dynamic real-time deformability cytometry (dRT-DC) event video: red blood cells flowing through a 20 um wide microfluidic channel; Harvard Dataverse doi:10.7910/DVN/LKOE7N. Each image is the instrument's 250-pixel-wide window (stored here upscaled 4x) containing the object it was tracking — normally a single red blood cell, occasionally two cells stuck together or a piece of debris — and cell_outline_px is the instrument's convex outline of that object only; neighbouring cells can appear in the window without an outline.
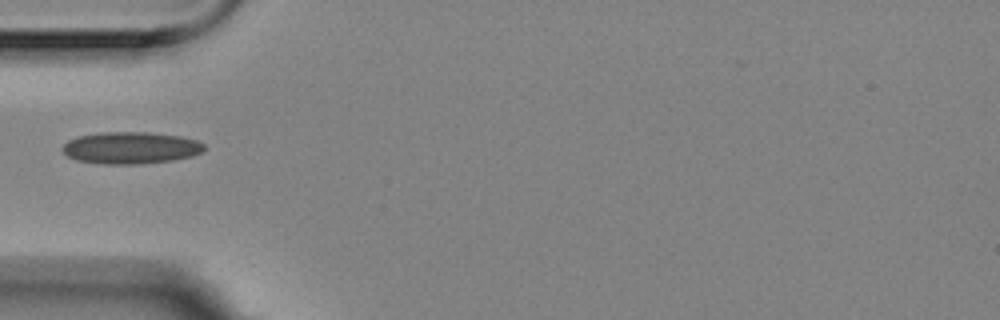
{"species": "Egyptian fruit bat (a non-hibernating species)", "species_latin": "Rousettus aegyptiacus", "temperature_condition": "room temperature", "stored_images_in_passage": 1, "camera_frame_rate_fps": 3000, "um_per_image_px": 0.085, "animal": {"sex": "female"}, "frame": {"image": 1, "passage_image": 1, "time_ms": 0.0, "image_size_px": [1000, 320], "cell_outline_px": [[204, 148], [200, 152], [192, 156], [172, 160], [140, 164], [100, 164], [76, 160], [68, 156], [60, 148], [68, 140], [76, 136], [100, 132], [148, 132], [180, 136], [196, 140], [204, 144]], "centroid_in_image_um": [11.06, 12.56], "position_along_channel_um": 73.9, "area_um2": 26.47}}